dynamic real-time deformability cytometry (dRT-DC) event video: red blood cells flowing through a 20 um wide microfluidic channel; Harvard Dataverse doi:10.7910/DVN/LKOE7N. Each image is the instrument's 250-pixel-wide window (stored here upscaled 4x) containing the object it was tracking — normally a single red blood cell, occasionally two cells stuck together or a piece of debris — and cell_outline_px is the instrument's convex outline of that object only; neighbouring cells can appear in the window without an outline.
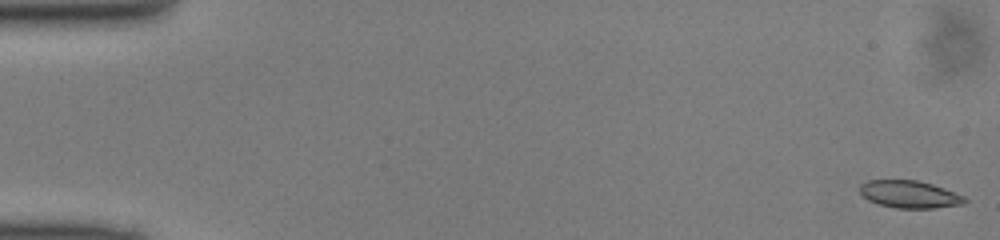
{"species": "common noctule bat (a hibernating species)", "species_latin": "Nyctalus noctula", "temperature_condition": "cold", "stored_images_in_passage": 49, "camera_frame_rate_fps": 3000, "um_per_image_px": 0.085, "animal": {"sex": "male", "body_mass_g": 13.0, "forearm_length_mm": 53.1}, "frame": {"image": 1, "passage_image": 1, "time_ms": 0.0, "image_size_px": [1000, 240], "cell_outline_px": [[968, 200], [964, 204], [936, 208], [896, 208], [880, 204], [868, 200], [860, 196], [860, 184], [868, 180], [916, 180], [932, 184], [944, 188], [964, 196]], "centroid_in_image_um": [77.3, 16.52], "position_along_channel_um": 7.7, "area_um2": 16.82}}
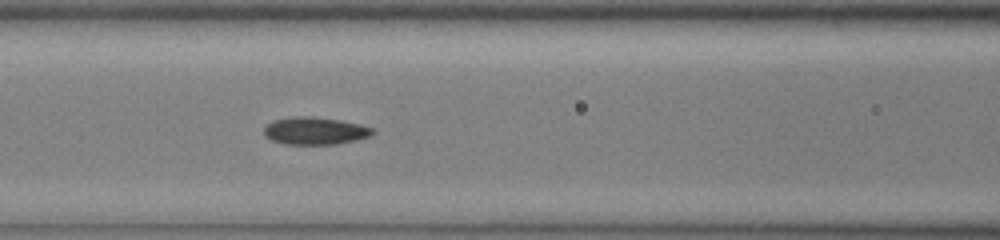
{"frame": {"image": 2, "passage_image": 21, "time_ms": 6.667, "image_size_px": [1000, 240], "cell_outline_px": [[376, 132], [368, 136], [356, 140], [336, 144], [284, 144], [272, 140], [264, 136], [264, 128], [272, 120], [296, 116], [312, 116], [340, 120], [360, 124], [376, 128]], "centroid_in_image_um": [26.79, 11.11], "position_along_channel_um": 139.8, "area_um2": 17.51}}
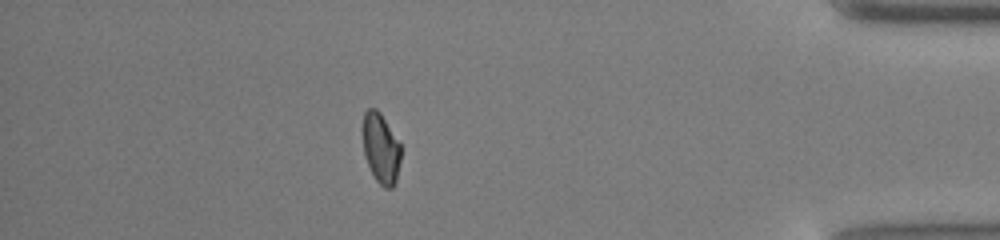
{"frame": {"image": 3, "passage_image": 43, "time_ms": 14.0, "image_size_px": [1000, 240], "cell_outline_px": [[400, 160], [396, 184], [392, 188], [384, 188], [376, 180], [368, 164], [364, 152], [360, 128], [364, 112], [368, 108], [376, 108], [380, 112], [400, 144]], "centroid_in_image_um": [32.34, 12.58], "position_along_channel_um": 402.9, "area_um2": 15.84}}